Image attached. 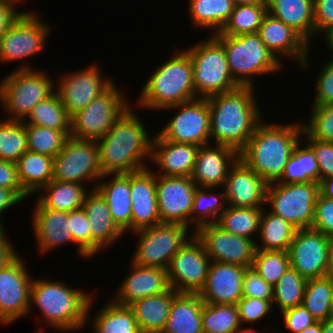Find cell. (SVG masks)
Here are the masks:
<instances>
[{
  "label": "cell",
  "instance_id": "obj_1",
  "mask_svg": "<svg viewBox=\"0 0 333 333\" xmlns=\"http://www.w3.org/2000/svg\"><path fill=\"white\" fill-rule=\"evenodd\" d=\"M255 86L238 88L207 97L210 109V140L240 152L262 121Z\"/></svg>",
  "mask_w": 333,
  "mask_h": 333
},
{
  "label": "cell",
  "instance_id": "obj_2",
  "mask_svg": "<svg viewBox=\"0 0 333 333\" xmlns=\"http://www.w3.org/2000/svg\"><path fill=\"white\" fill-rule=\"evenodd\" d=\"M132 105L97 142L101 172L127 174L149 168L153 137L136 116Z\"/></svg>",
  "mask_w": 333,
  "mask_h": 333
},
{
  "label": "cell",
  "instance_id": "obj_3",
  "mask_svg": "<svg viewBox=\"0 0 333 333\" xmlns=\"http://www.w3.org/2000/svg\"><path fill=\"white\" fill-rule=\"evenodd\" d=\"M262 120L239 152V158L268 184L277 182L294 148L302 139L303 124H266ZM301 138V139H299Z\"/></svg>",
  "mask_w": 333,
  "mask_h": 333
},
{
  "label": "cell",
  "instance_id": "obj_4",
  "mask_svg": "<svg viewBox=\"0 0 333 333\" xmlns=\"http://www.w3.org/2000/svg\"><path fill=\"white\" fill-rule=\"evenodd\" d=\"M93 293L71 288L62 280L33 279L30 289V308L38 307L42 319L60 331H74L89 325V312L94 305ZM33 302V303H32ZM33 304V305H31Z\"/></svg>",
  "mask_w": 333,
  "mask_h": 333
},
{
  "label": "cell",
  "instance_id": "obj_5",
  "mask_svg": "<svg viewBox=\"0 0 333 333\" xmlns=\"http://www.w3.org/2000/svg\"><path fill=\"white\" fill-rule=\"evenodd\" d=\"M175 53L148 76L135 102L139 108L162 110L196 99L189 53L184 49Z\"/></svg>",
  "mask_w": 333,
  "mask_h": 333
},
{
  "label": "cell",
  "instance_id": "obj_6",
  "mask_svg": "<svg viewBox=\"0 0 333 333\" xmlns=\"http://www.w3.org/2000/svg\"><path fill=\"white\" fill-rule=\"evenodd\" d=\"M213 36L223 45L232 78L239 86H254L253 76L278 72L283 65L257 33Z\"/></svg>",
  "mask_w": 333,
  "mask_h": 333
},
{
  "label": "cell",
  "instance_id": "obj_7",
  "mask_svg": "<svg viewBox=\"0 0 333 333\" xmlns=\"http://www.w3.org/2000/svg\"><path fill=\"white\" fill-rule=\"evenodd\" d=\"M9 74L0 81V101L9 113L7 120L24 121L37 103L55 92V81L28 63H21Z\"/></svg>",
  "mask_w": 333,
  "mask_h": 333
},
{
  "label": "cell",
  "instance_id": "obj_8",
  "mask_svg": "<svg viewBox=\"0 0 333 333\" xmlns=\"http://www.w3.org/2000/svg\"><path fill=\"white\" fill-rule=\"evenodd\" d=\"M207 37L185 49L193 64L196 98H207L239 87L230 74L223 45L212 34Z\"/></svg>",
  "mask_w": 333,
  "mask_h": 333
},
{
  "label": "cell",
  "instance_id": "obj_9",
  "mask_svg": "<svg viewBox=\"0 0 333 333\" xmlns=\"http://www.w3.org/2000/svg\"><path fill=\"white\" fill-rule=\"evenodd\" d=\"M178 223H159L134 231L139 237L131 262L142 267L168 269L172 257L194 235Z\"/></svg>",
  "mask_w": 333,
  "mask_h": 333
},
{
  "label": "cell",
  "instance_id": "obj_10",
  "mask_svg": "<svg viewBox=\"0 0 333 333\" xmlns=\"http://www.w3.org/2000/svg\"><path fill=\"white\" fill-rule=\"evenodd\" d=\"M319 194L318 182H273L267 186L266 205L269 203L270 212L290 222L297 229L312 228Z\"/></svg>",
  "mask_w": 333,
  "mask_h": 333
},
{
  "label": "cell",
  "instance_id": "obj_11",
  "mask_svg": "<svg viewBox=\"0 0 333 333\" xmlns=\"http://www.w3.org/2000/svg\"><path fill=\"white\" fill-rule=\"evenodd\" d=\"M116 84L71 116L70 136L78 139H101L116 120L131 106Z\"/></svg>",
  "mask_w": 333,
  "mask_h": 333
},
{
  "label": "cell",
  "instance_id": "obj_12",
  "mask_svg": "<svg viewBox=\"0 0 333 333\" xmlns=\"http://www.w3.org/2000/svg\"><path fill=\"white\" fill-rule=\"evenodd\" d=\"M102 176L97 142L68 136L54 157L53 180L84 185L87 180L96 183Z\"/></svg>",
  "mask_w": 333,
  "mask_h": 333
},
{
  "label": "cell",
  "instance_id": "obj_13",
  "mask_svg": "<svg viewBox=\"0 0 333 333\" xmlns=\"http://www.w3.org/2000/svg\"><path fill=\"white\" fill-rule=\"evenodd\" d=\"M178 109L175 116L157 133L162 139L193 145L210 144V109L207 98L170 106L163 110ZM210 141V142H209Z\"/></svg>",
  "mask_w": 333,
  "mask_h": 333
},
{
  "label": "cell",
  "instance_id": "obj_14",
  "mask_svg": "<svg viewBox=\"0 0 333 333\" xmlns=\"http://www.w3.org/2000/svg\"><path fill=\"white\" fill-rule=\"evenodd\" d=\"M35 12L23 11L0 38V63L38 55L46 45L50 26Z\"/></svg>",
  "mask_w": 333,
  "mask_h": 333
},
{
  "label": "cell",
  "instance_id": "obj_15",
  "mask_svg": "<svg viewBox=\"0 0 333 333\" xmlns=\"http://www.w3.org/2000/svg\"><path fill=\"white\" fill-rule=\"evenodd\" d=\"M210 263L203 244L193 235L172 257L167 269L170 287L177 293H199Z\"/></svg>",
  "mask_w": 333,
  "mask_h": 333
},
{
  "label": "cell",
  "instance_id": "obj_16",
  "mask_svg": "<svg viewBox=\"0 0 333 333\" xmlns=\"http://www.w3.org/2000/svg\"><path fill=\"white\" fill-rule=\"evenodd\" d=\"M194 235L203 244L211 261L252 267L255 240L230 233L217 223L199 226Z\"/></svg>",
  "mask_w": 333,
  "mask_h": 333
},
{
  "label": "cell",
  "instance_id": "obj_17",
  "mask_svg": "<svg viewBox=\"0 0 333 333\" xmlns=\"http://www.w3.org/2000/svg\"><path fill=\"white\" fill-rule=\"evenodd\" d=\"M18 255L0 269V324L3 325L29 313L33 279Z\"/></svg>",
  "mask_w": 333,
  "mask_h": 333
},
{
  "label": "cell",
  "instance_id": "obj_18",
  "mask_svg": "<svg viewBox=\"0 0 333 333\" xmlns=\"http://www.w3.org/2000/svg\"><path fill=\"white\" fill-rule=\"evenodd\" d=\"M100 69L93 64L79 71L62 73L58 79L55 92L70 116L85 108L115 83L109 77L104 79Z\"/></svg>",
  "mask_w": 333,
  "mask_h": 333
},
{
  "label": "cell",
  "instance_id": "obj_19",
  "mask_svg": "<svg viewBox=\"0 0 333 333\" xmlns=\"http://www.w3.org/2000/svg\"><path fill=\"white\" fill-rule=\"evenodd\" d=\"M288 255L290 266L306 280L327 276L328 236L321 231L297 229Z\"/></svg>",
  "mask_w": 333,
  "mask_h": 333
},
{
  "label": "cell",
  "instance_id": "obj_20",
  "mask_svg": "<svg viewBox=\"0 0 333 333\" xmlns=\"http://www.w3.org/2000/svg\"><path fill=\"white\" fill-rule=\"evenodd\" d=\"M196 184L191 177L156 175L158 212L163 223L189 228Z\"/></svg>",
  "mask_w": 333,
  "mask_h": 333
},
{
  "label": "cell",
  "instance_id": "obj_21",
  "mask_svg": "<svg viewBox=\"0 0 333 333\" xmlns=\"http://www.w3.org/2000/svg\"><path fill=\"white\" fill-rule=\"evenodd\" d=\"M257 34L268 50L281 62V58L294 57L306 70L309 66V44L298 32L279 19L266 14Z\"/></svg>",
  "mask_w": 333,
  "mask_h": 333
},
{
  "label": "cell",
  "instance_id": "obj_22",
  "mask_svg": "<svg viewBox=\"0 0 333 333\" xmlns=\"http://www.w3.org/2000/svg\"><path fill=\"white\" fill-rule=\"evenodd\" d=\"M211 144L199 146L191 179L197 187L218 189L224 187L239 152L226 145Z\"/></svg>",
  "mask_w": 333,
  "mask_h": 333
},
{
  "label": "cell",
  "instance_id": "obj_23",
  "mask_svg": "<svg viewBox=\"0 0 333 333\" xmlns=\"http://www.w3.org/2000/svg\"><path fill=\"white\" fill-rule=\"evenodd\" d=\"M268 183L240 158L230 168L223 187L227 206L264 207Z\"/></svg>",
  "mask_w": 333,
  "mask_h": 333
},
{
  "label": "cell",
  "instance_id": "obj_24",
  "mask_svg": "<svg viewBox=\"0 0 333 333\" xmlns=\"http://www.w3.org/2000/svg\"><path fill=\"white\" fill-rule=\"evenodd\" d=\"M131 232L161 223L156 196V174L150 168L130 173Z\"/></svg>",
  "mask_w": 333,
  "mask_h": 333
},
{
  "label": "cell",
  "instance_id": "obj_25",
  "mask_svg": "<svg viewBox=\"0 0 333 333\" xmlns=\"http://www.w3.org/2000/svg\"><path fill=\"white\" fill-rule=\"evenodd\" d=\"M244 267L211 261L204 287L198 293L204 303L232 304L242 298Z\"/></svg>",
  "mask_w": 333,
  "mask_h": 333
},
{
  "label": "cell",
  "instance_id": "obj_26",
  "mask_svg": "<svg viewBox=\"0 0 333 333\" xmlns=\"http://www.w3.org/2000/svg\"><path fill=\"white\" fill-rule=\"evenodd\" d=\"M198 145L175 143L153 136L150 159L159 168L156 175L191 177Z\"/></svg>",
  "mask_w": 333,
  "mask_h": 333
},
{
  "label": "cell",
  "instance_id": "obj_27",
  "mask_svg": "<svg viewBox=\"0 0 333 333\" xmlns=\"http://www.w3.org/2000/svg\"><path fill=\"white\" fill-rule=\"evenodd\" d=\"M130 268L129 275H126L112 299L114 302L130 305L138 299L161 294L170 288L166 269L142 267L133 262Z\"/></svg>",
  "mask_w": 333,
  "mask_h": 333
},
{
  "label": "cell",
  "instance_id": "obj_28",
  "mask_svg": "<svg viewBox=\"0 0 333 333\" xmlns=\"http://www.w3.org/2000/svg\"><path fill=\"white\" fill-rule=\"evenodd\" d=\"M90 190L82 207L91 228V258H93L104 247L114 245L125 233L115 224L104 197L96 188Z\"/></svg>",
  "mask_w": 333,
  "mask_h": 333
},
{
  "label": "cell",
  "instance_id": "obj_29",
  "mask_svg": "<svg viewBox=\"0 0 333 333\" xmlns=\"http://www.w3.org/2000/svg\"><path fill=\"white\" fill-rule=\"evenodd\" d=\"M33 210V228L41 254L62 244L74 243L68 224V212L42 208L37 202Z\"/></svg>",
  "mask_w": 333,
  "mask_h": 333
},
{
  "label": "cell",
  "instance_id": "obj_30",
  "mask_svg": "<svg viewBox=\"0 0 333 333\" xmlns=\"http://www.w3.org/2000/svg\"><path fill=\"white\" fill-rule=\"evenodd\" d=\"M107 176H112L109 181H104ZM101 181V182H100ZM104 181V182H103ZM95 185V186H94ZM107 202L115 224L125 233L131 231L132 200L130 198V173L106 174L95 184Z\"/></svg>",
  "mask_w": 333,
  "mask_h": 333
},
{
  "label": "cell",
  "instance_id": "obj_31",
  "mask_svg": "<svg viewBox=\"0 0 333 333\" xmlns=\"http://www.w3.org/2000/svg\"><path fill=\"white\" fill-rule=\"evenodd\" d=\"M203 305L198 293H177L161 333H203Z\"/></svg>",
  "mask_w": 333,
  "mask_h": 333
},
{
  "label": "cell",
  "instance_id": "obj_32",
  "mask_svg": "<svg viewBox=\"0 0 333 333\" xmlns=\"http://www.w3.org/2000/svg\"><path fill=\"white\" fill-rule=\"evenodd\" d=\"M267 13L293 28L309 44L316 36L314 0H267Z\"/></svg>",
  "mask_w": 333,
  "mask_h": 333
},
{
  "label": "cell",
  "instance_id": "obj_33",
  "mask_svg": "<svg viewBox=\"0 0 333 333\" xmlns=\"http://www.w3.org/2000/svg\"><path fill=\"white\" fill-rule=\"evenodd\" d=\"M177 292L171 287L158 295L138 299L129 306L134 312L141 333H161L168 320L173 297Z\"/></svg>",
  "mask_w": 333,
  "mask_h": 333
},
{
  "label": "cell",
  "instance_id": "obj_34",
  "mask_svg": "<svg viewBox=\"0 0 333 333\" xmlns=\"http://www.w3.org/2000/svg\"><path fill=\"white\" fill-rule=\"evenodd\" d=\"M54 158L45 154L26 151L16 162L22 189L29 195L53 180Z\"/></svg>",
  "mask_w": 333,
  "mask_h": 333
},
{
  "label": "cell",
  "instance_id": "obj_35",
  "mask_svg": "<svg viewBox=\"0 0 333 333\" xmlns=\"http://www.w3.org/2000/svg\"><path fill=\"white\" fill-rule=\"evenodd\" d=\"M40 190L44 194L38 197L37 203L42 208L66 212L81 208L88 193L82 184L57 180L50 181Z\"/></svg>",
  "mask_w": 333,
  "mask_h": 333
},
{
  "label": "cell",
  "instance_id": "obj_36",
  "mask_svg": "<svg viewBox=\"0 0 333 333\" xmlns=\"http://www.w3.org/2000/svg\"><path fill=\"white\" fill-rule=\"evenodd\" d=\"M265 209L266 207L263 208L258 234L261 242L260 245L258 244L259 241L255 243L256 249L264 251H288L297 228L282 217Z\"/></svg>",
  "mask_w": 333,
  "mask_h": 333
},
{
  "label": "cell",
  "instance_id": "obj_37",
  "mask_svg": "<svg viewBox=\"0 0 333 333\" xmlns=\"http://www.w3.org/2000/svg\"><path fill=\"white\" fill-rule=\"evenodd\" d=\"M189 17L197 28L212 29L219 33L229 19L235 4L233 0H188Z\"/></svg>",
  "mask_w": 333,
  "mask_h": 333
},
{
  "label": "cell",
  "instance_id": "obj_38",
  "mask_svg": "<svg viewBox=\"0 0 333 333\" xmlns=\"http://www.w3.org/2000/svg\"><path fill=\"white\" fill-rule=\"evenodd\" d=\"M93 317L94 333H141L133 310L110 299Z\"/></svg>",
  "mask_w": 333,
  "mask_h": 333
},
{
  "label": "cell",
  "instance_id": "obj_39",
  "mask_svg": "<svg viewBox=\"0 0 333 333\" xmlns=\"http://www.w3.org/2000/svg\"><path fill=\"white\" fill-rule=\"evenodd\" d=\"M23 122L63 131L70 136L71 116L62 105L56 92L37 103Z\"/></svg>",
  "mask_w": 333,
  "mask_h": 333
},
{
  "label": "cell",
  "instance_id": "obj_40",
  "mask_svg": "<svg viewBox=\"0 0 333 333\" xmlns=\"http://www.w3.org/2000/svg\"><path fill=\"white\" fill-rule=\"evenodd\" d=\"M301 141L294 148L282 177L277 182L282 184L310 181L319 183V166L315 154L307 144L302 147Z\"/></svg>",
  "mask_w": 333,
  "mask_h": 333
},
{
  "label": "cell",
  "instance_id": "obj_41",
  "mask_svg": "<svg viewBox=\"0 0 333 333\" xmlns=\"http://www.w3.org/2000/svg\"><path fill=\"white\" fill-rule=\"evenodd\" d=\"M212 189L214 190V188L196 187L190 214V226L193 224L192 229L195 228L193 233L201 225L217 223L227 208L225 191L215 194Z\"/></svg>",
  "mask_w": 333,
  "mask_h": 333
},
{
  "label": "cell",
  "instance_id": "obj_42",
  "mask_svg": "<svg viewBox=\"0 0 333 333\" xmlns=\"http://www.w3.org/2000/svg\"><path fill=\"white\" fill-rule=\"evenodd\" d=\"M262 212L263 207L227 206L217 224L230 233L253 240L252 236L259 234Z\"/></svg>",
  "mask_w": 333,
  "mask_h": 333
},
{
  "label": "cell",
  "instance_id": "obj_43",
  "mask_svg": "<svg viewBox=\"0 0 333 333\" xmlns=\"http://www.w3.org/2000/svg\"><path fill=\"white\" fill-rule=\"evenodd\" d=\"M266 14L267 4L235 5L219 34L238 36L257 33Z\"/></svg>",
  "mask_w": 333,
  "mask_h": 333
},
{
  "label": "cell",
  "instance_id": "obj_44",
  "mask_svg": "<svg viewBox=\"0 0 333 333\" xmlns=\"http://www.w3.org/2000/svg\"><path fill=\"white\" fill-rule=\"evenodd\" d=\"M203 333H236L242 324L237 305L208 304L202 308Z\"/></svg>",
  "mask_w": 333,
  "mask_h": 333
},
{
  "label": "cell",
  "instance_id": "obj_45",
  "mask_svg": "<svg viewBox=\"0 0 333 333\" xmlns=\"http://www.w3.org/2000/svg\"><path fill=\"white\" fill-rule=\"evenodd\" d=\"M330 280L327 277L309 279L306 282L302 305L316 321L333 318Z\"/></svg>",
  "mask_w": 333,
  "mask_h": 333
},
{
  "label": "cell",
  "instance_id": "obj_46",
  "mask_svg": "<svg viewBox=\"0 0 333 333\" xmlns=\"http://www.w3.org/2000/svg\"><path fill=\"white\" fill-rule=\"evenodd\" d=\"M28 151L26 126L23 121L0 120V159L16 163Z\"/></svg>",
  "mask_w": 333,
  "mask_h": 333
},
{
  "label": "cell",
  "instance_id": "obj_47",
  "mask_svg": "<svg viewBox=\"0 0 333 333\" xmlns=\"http://www.w3.org/2000/svg\"><path fill=\"white\" fill-rule=\"evenodd\" d=\"M307 280L291 266L273 286V305H278L279 313L302 304Z\"/></svg>",
  "mask_w": 333,
  "mask_h": 333
},
{
  "label": "cell",
  "instance_id": "obj_48",
  "mask_svg": "<svg viewBox=\"0 0 333 333\" xmlns=\"http://www.w3.org/2000/svg\"><path fill=\"white\" fill-rule=\"evenodd\" d=\"M28 150L55 157L63 148L68 136L63 131L25 124Z\"/></svg>",
  "mask_w": 333,
  "mask_h": 333
},
{
  "label": "cell",
  "instance_id": "obj_49",
  "mask_svg": "<svg viewBox=\"0 0 333 333\" xmlns=\"http://www.w3.org/2000/svg\"><path fill=\"white\" fill-rule=\"evenodd\" d=\"M252 267L267 283L275 286L290 267L288 251L255 250Z\"/></svg>",
  "mask_w": 333,
  "mask_h": 333
},
{
  "label": "cell",
  "instance_id": "obj_50",
  "mask_svg": "<svg viewBox=\"0 0 333 333\" xmlns=\"http://www.w3.org/2000/svg\"><path fill=\"white\" fill-rule=\"evenodd\" d=\"M312 107L304 131L313 139L333 142V104Z\"/></svg>",
  "mask_w": 333,
  "mask_h": 333
},
{
  "label": "cell",
  "instance_id": "obj_51",
  "mask_svg": "<svg viewBox=\"0 0 333 333\" xmlns=\"http://www.w3.org/2000/svg\"><path fill=\"white\" fill-rule=\"evenodd\" d=\"M68 224L80 256L91 258V228L83 207L68 212Z\"/></svg>",
  "mask_w": 333,
  "mask_h": 333
},
{
  "label": "cell",
  "instance_id": "obj_52",
  "mask_svg": "<svg viewBox=\"0 0 333 333\" xmlns=\"http://www.w3.org/2000/svg\"><path fill=\"white\" fill-rule=\"evenodd\" d=\"M306 144L313 150L319 166V181L333 177V142L311 138L303 131Z\"/></svg>",
  "mask_w": 333,
  "mask_h": 333
},
{
  "label": "cell",
  "instance_id": "obj_53",
  "mask_svg": "<svg viewBox=\"0 0 333 333\" xmlns=\"http://www.w3.org/2000/svg\"><path fill=\"white\" fill-rule=\"evenodd\" d=\"M273 303L270 300H262L253 297H242L237 302V308L239 312V318L241 324L246 322L253 323L255 325L257 321H261V318L267 317L270 314L272 308L274 310ZM267 315V316H266Z\"/></svg>",
  "mask_w": 333,
  "mask_h": 333
},
{
  "label": "cell",
  "instance_id": "obj_54",
  "mask_svg": "<svg viewBox=\"0 0 333 333\" xmlns=\"http://www.w3.org/2000/svg\"><path fill=\"white\" fill-rule=\"evenodd\" d=\"M242 283V297L273 301V286L261 278L253 267L245 269Z\"/></svg>",
  "mask_w": 333,
  "mask_h": 333
},
{
  "label": "cell",
  "instance_id": "obj_55",
  "mask_svg": "<svg viewBox=\"0 0 333 333\" xmlns=\"http://www.w3.org/2000/svg\"><path fill=\"white\" fill-rule=\"evenodd\" d=\"M323 65L321 72L315 79V97L313 106L333 104V58Z\"/></svg>",
  "mask_w": 333,
  "mask_h": 333
},
{
  "label": "cell",
  "instance_id": "obj_56",
  "mask_svg": "<svg viewBox=\"0 0 333 333\" xmlns=\"http://www.w3.org/2000/svg\"><path fill=\"white\" fill-rule=\"evenodd\" d=\"M312 228L321 231L326 236L333 235V200L320 194L314 209Z\"/></svg>",
  "mask_w": 333,
  "mask_h": 333
},
{
  "label": "cell",
  "instance_id": "obj_57",
  "mask_svg": "<svg viewBox=\"0 0 333 333\" xmlns=\"http://www.w3.org/2000/svg\"><path fill=\"white\" fill-rule=\"evenodd\" d=\"M281 316L289 333H300L316 322L302 304L282 311Z\"/></svg>",
  "mask_w": 333,
  "mask_h": 333
},
{
  "label": "cell",
  "instance_id": "obj_58",
  "mask_svg": "<svg viewBox=\"0 0 333 333\" xmlns=\"http://www.w3.org/2000/svg\"><path fill=\"white\" fill-rule=\"evenodd\" d=\"M0 188L12 189L23 199L29 197L21 187L16 163L5 161L3 159H0Z\"/></svg>",
  "mask_w": 333,
  "mask_h": 333
},
{
  "label": "cell",
  "instance_id": "obj_59",
  "mask_svg": "<svg viewBox=\"0 0 333 333\" xmlns=\"http://www.w3.org/2000/svg\"><path fill=\"white\" fill-rule=\"evenodd\" d=\"M333 26V0H314L315 34L321 35ZM318 32V33H317Z\"/></svg>",
  "mask_w": 333,
  "mask_h": 333
},
{
  "label": "cell",
  "instance_id": "obj_60",
  "mask_svg": "<svg viewBox=\"0 0 333 333\" xmlns=\"http://www.w3.org/2000/svg\"><path fill=\"white\" fill-rule=\"evenodd\" d=\"M22 1L24 0H0V38L23 13L17 11V6L23 3Z\"/></svg>",
  "mask_w": 333,
  "mask_h": 333
},
{
  "label": "cell",
  "instance_id": "obj_61",
  "mask_svg": "<svg viewBox=\"0 0 333 333\" xmlns=\"http://www.w3.org/2000/svg\"><path fill=\"white\" fill-rule=\"evenodd\" d=\"M24 199L14 190L7 188H0V227H4L2 213L7 211L10 207L20 203Z\"/></svg>",
  "mask_w": 333,
  "mask_h": 333
},
{
  "label": "cell",
  "instance_id": "obj_62",
  "mask_svg": "<svg viewBox=\"0 0 333 333\" xmlns=\"http://www.w3.org/2000/svg\"><path fill=\"white\" fill-rule=\"evenodd\" d=\"M4 230V227H0V269L18 254Z\"/></svg>",
  "mask_w": 333,
  "mask_h": 333
},
{
  "label": "cell",
  "instance_id": "obj_63",
  "mask_svg": "<svg viewBox=\"0 0 333 333\" xmlns=\"http://www.w3.org/2000/svg\"><path fill=\"white\" fill-rule=\"evenodd\" d=\"M319 193L321 196L333 200V177L319 181Z\"/></svg>",
  "mask_w": 333,
  "mask_h": 333
},
{
  "label": "cell",
  "instance_id": "obj_64",
  "mask_svg": "<svg viewBox=\"0 0 333 333\" xmlns=\"http://www.w3.org/2000/svg\"><path fill=\"white\" fill-rule=\"evenodd\" d=\"M327 275H333V235L328 237V268Z\"/></svg>",
  "mask_w": 333,
  "mask_h": 333
},
{
  "label": "cell",
  "instance_id": "obj_65",
  "mask_svg": "<svg viewBox=\"0 0 333 333\" xmlns=\"http://www.w3.org/2000/svg\"><path fill=\"white\" fill-rule=\"evenodd\" d=\"M325 37L329 50L333 53V26L322 33ZM333 58V56L331 57Z\"/></svg>",
  "mask_w": 333,
  "mask_h": 333
},
{
  "label": "cell",
  "instance_id": "obj_66",
  "mask_svg": "<svg viewBox=\"0 0 333 333\" xmlns=\"http://www.w3.org/2000/svg\"><path fill=\"white\" fill-rule=\"evenodd\" d=\"M300 333H322V322L316 321Z\"/></svg>",
  "mask_w": 333,
  "mask_h": 333
},
{
  "label": "cell",
  "instance_id": "obj_67",
  "mask_svg": "<svg viewBox=\"0 0 333 333\" xmlns=\"http://www.w3.org/2000/svg\"><path fill=\"white\" fill-rule=\"evenodd\" d=\"M235 5L267 4V0H233Z\"/></svg>",
  "mask_w": 333,
  "mask_h": 333
},
{
  "label": "cell",
  "instance_id": "obj_68",
  "mask_svg": "<svg viewBox=\"0 0 333 333\" xmlns=\"http://www.w3.org/2000/svg\"><path fill=\"white\" fill-rule=\"evenodd\" d=\"M322 333H333V318L322 322Z\"/></svg>",
  "mask_w": 333,
  "mask_h": 333
},
{
  "label": "cell",
  "instance_id": "obj_69",
  "mask_svg": "<svg viewBox=\"0 0 333 333\" xmlns=\"http://www.w3.org/2000/svg\"><path fill=\"white\" fill-rule=\"evenodd\" d=\"M236 333H260V332H257V330L256 329H253L252 327L250 328H240Z\"/></svg>",
  "mask_w": 333,
  "mask_h": 333
},
{
  "label": "cell",
  "instance_id": "obj_70",
  "mask_svg": "<svg viewBox=\"0 0 333 333\" xmlns=\"http://www.w3.org/2000/svg\"><path fill=\"white\" fill-rule=\"evenodd\" d=\"M330 280V288H331V305H332V311H333V275H327L326 276Z\"/></svg>",
  "mask_w": 333,
  "mask_h": 333
}]
</instances>
